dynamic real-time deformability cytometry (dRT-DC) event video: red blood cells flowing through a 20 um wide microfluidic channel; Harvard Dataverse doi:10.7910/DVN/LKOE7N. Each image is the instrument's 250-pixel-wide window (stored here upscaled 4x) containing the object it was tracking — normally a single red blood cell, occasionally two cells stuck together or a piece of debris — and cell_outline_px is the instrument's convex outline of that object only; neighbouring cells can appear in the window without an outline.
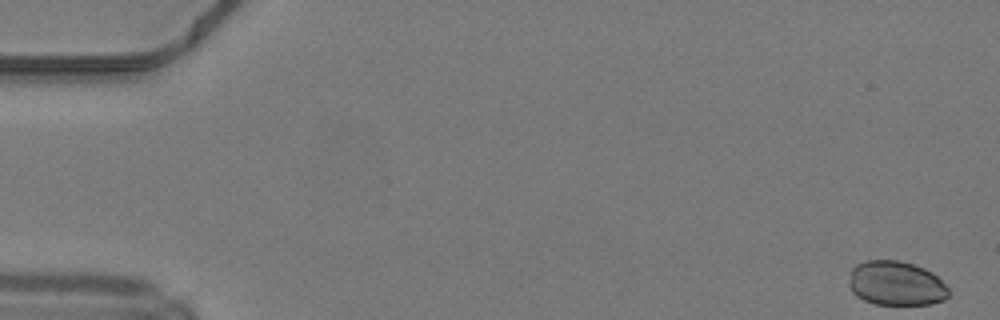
{"species": "common noctule bat (a hibernating species)", "species_latin": "Nyctalus noctula", "temperature_condition": "warm", "stored_images_in_passage": 49, "camera_frame_rate_fps": 3000, "um_per_image_px": 0.085, "animal": {"sex": "male", "body_mass_g": 19.2, "forearm_length_mm": 51.8}, "frame": {"image": 1, "passage_image": 1, "time_ms": 0.0, "image_size_px": [1000, 320], "cell_outline_px": [[948, 296], [944, 300], [932, 304], [876, 304], [864, 300], [856, 296], [852, 292], [848, 284], [852, 268], [856, 264], [868, 260], [900, 260], [924, 268], [932, 272], [948, 288]], "centroid_in_image_um": [76.15, 24.08], "position_along_channel_um": 8.9, "area_um2": 25.78}}
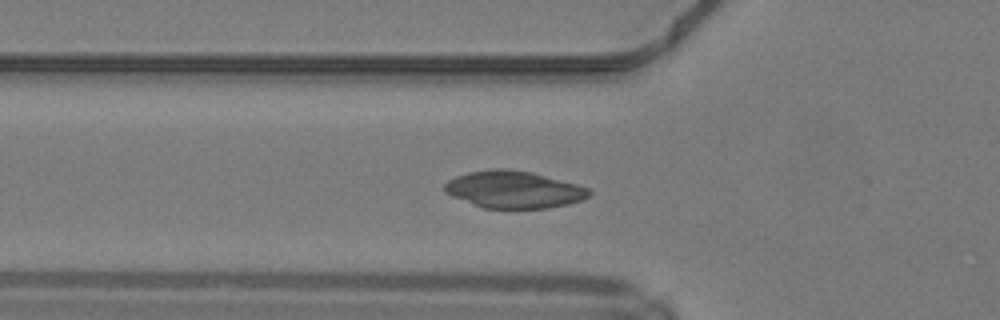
{"frame": {"image": 2, "passage_image": 17, "time_ms": 5.333, "image_size_px": [1000, 320], "cell_outline_px": [[592, 192], [588, 196], [580, 200], [568, 204], [548, 208], [484, 208], [472, 204], [452, 196], [444, 192], [444, 184], [448, 180], [456, 176], [468, 172], [488, 168], [504, 168], [532, 172], [576, 184], [588, 188]], "centroid_in_image_um": [43.63, 16.1], "position_along_channel_um": 82.2, "area_um2": 31.27}}
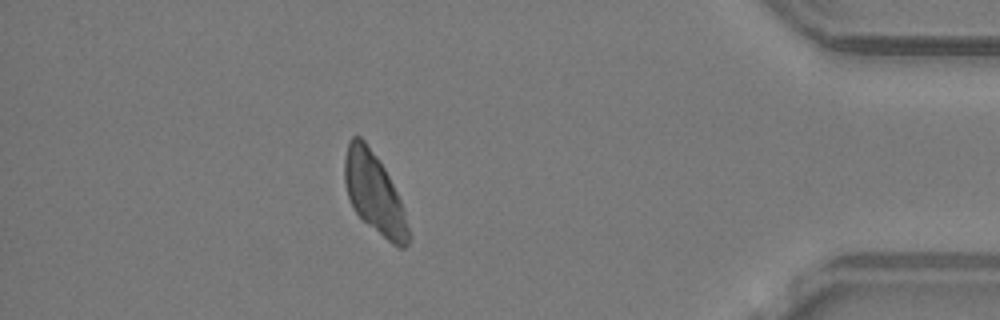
{"frame": {"image": 3, "passage_image": 43, "time_ms": 14.0, "image_size_px": [1000, 320], "cell_outline_px": [[412, 236], [408, 244], [404, 248], [396, 248], [364, 220], [356, 212], [348, 196], [344, 180], [344, 160], [348, 140], [352, 136], [360, 136], [364, 140], [376, 156], [384, 168], [400, 200]], "centroid_in_image_um": [31.82, 16.45], "position_along_channel_um": 403.4, "area_um2": 29.65}}